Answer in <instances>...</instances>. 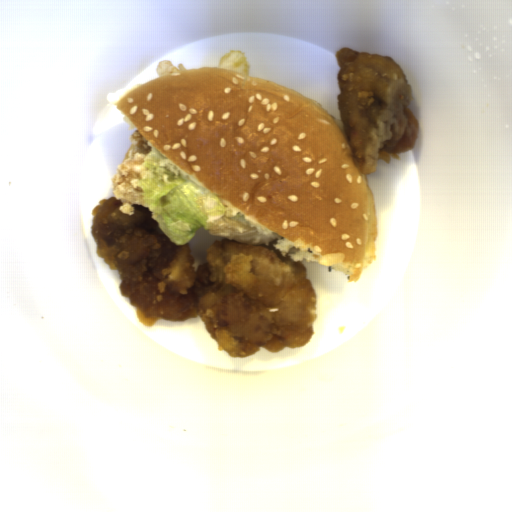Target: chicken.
Here are the masks:
<instances>
[{
	"mask_svg": "<svg viewBox=\"0 0 512 512\" xmlns=\"http://www.w3.org/2000/svg\"><path fill=\"white\" fill-rule=\"evenodd\" d=\"M98 202L90 228L95 254L118 273L121 296L148 329L198 316L217 351L236 359L261 347L296 350L313 339L318 294L301 261L224 238L205 249L206 263L196 271L190 243L178 246L159 233L150 208L133 204L129 214L114 196Z\"/></svg>",
	"mask_w": 512,
	"mask_h": 512,
	"instance_id": "ae283196",
	"label": "chicken"
},
{
	"mask_svg": "<svg viewBox=\"0 0 512 512\" xmlns=\"http://www.w3.org/2000/svg\"><path fill=\"white\" fill-rule=\"evenodd\" d=\"M339 70L337 108L343 131L354 148L360 174L374 175L385 164L416 147L420 123L408 108L413 87L391 57L342 47L335 53Z\"/></svg>",
	"mask_w": 512,
	"mask_h": 512,
	"instance_id": "52989762",
	"label": "chicken"
}]
</instances>
